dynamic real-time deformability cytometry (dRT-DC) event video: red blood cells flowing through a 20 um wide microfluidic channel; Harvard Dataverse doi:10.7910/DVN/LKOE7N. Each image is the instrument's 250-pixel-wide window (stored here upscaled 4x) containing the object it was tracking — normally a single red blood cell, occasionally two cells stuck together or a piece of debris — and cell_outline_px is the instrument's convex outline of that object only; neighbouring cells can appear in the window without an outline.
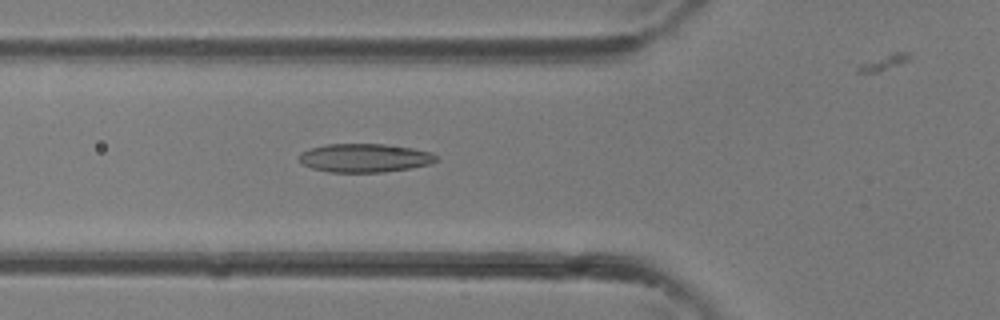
{"species": "common noctule bat (a hibernating species)", "species_latin": "Nyctalus noctula", "temperature_condition": "room temperature", "stored_images_in_passage": 35, "camera_frame_rate_fps": 3000, "um_per_image_px": 0.085, "animal": {"sex": "female"}, "frame": {"image": 1, "passage_image": 11, "time_ms": 3.333, "image_size_px": [1000, 320], "cell_outline_px": [[440, 160], [428, 164], [412, 168], [384, 172], [328, 172], [312, 168], [304, 164], [296, 156], [300, 152], [312, 148], [328, 144], [384, 144], [412, 148], [432, 152]], "centroid_in_image_um": [31.01, 13.42], "position_along_channel_um": 94.8, "area_um2": 22.89}}
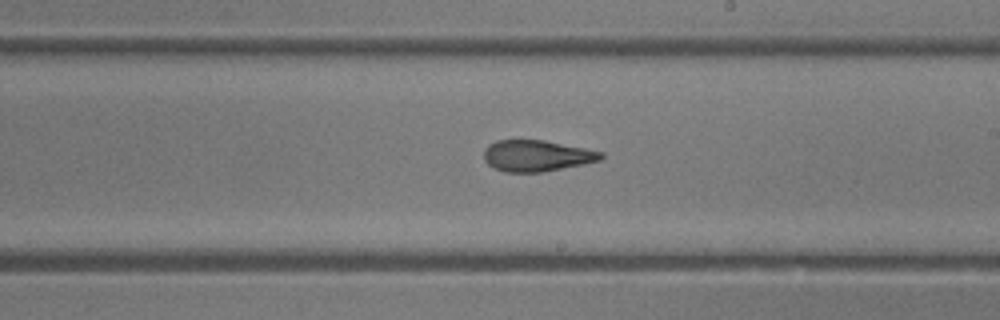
{"frame": {"image": 2, "passage_image": 19, "time_ms": 6.0, "image_size_px": [1000, 320], "cell_outline_px": [[604, 156], [600, 160], [584, 164], [540, 172], [504, 172], [488, 164], [484, 160], [484, 148], [488, 144], [496, 140], [544, 140], [604, 152]], "centroid_in_image_um": [45.6, 13.23], "position_along_channel_um": 243.4, "area_um2": 21.27}}
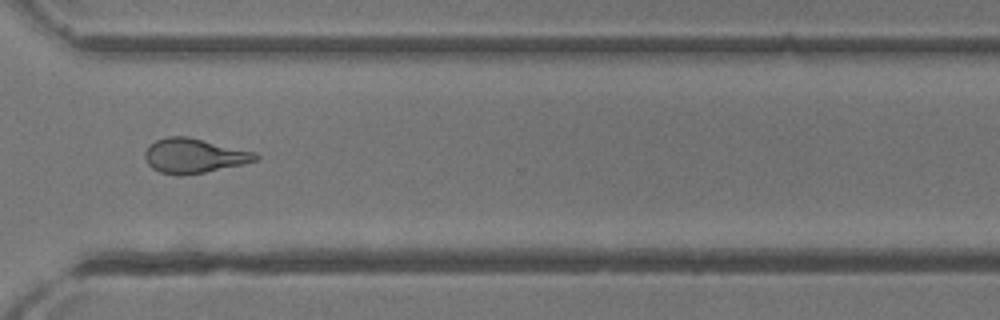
{"frame": {"image": 3, "passage_image": 25, "time_ms": 8.0, "image_size_px": [1000, 320], "cell_outline_px": [[260, 156], [256, 160], [244, 164], [204, 172], [180, 176], [160, 172], [152, 168], [148, 164], [144, 156], [144, 152], [148, 144], [156, 140], [168, 136], [188, 136], [256, 152]], "centroid_in_image_um": [16.47, 13.23], "position_along_channel_um": 354.1, "area_um2": 22.43}}